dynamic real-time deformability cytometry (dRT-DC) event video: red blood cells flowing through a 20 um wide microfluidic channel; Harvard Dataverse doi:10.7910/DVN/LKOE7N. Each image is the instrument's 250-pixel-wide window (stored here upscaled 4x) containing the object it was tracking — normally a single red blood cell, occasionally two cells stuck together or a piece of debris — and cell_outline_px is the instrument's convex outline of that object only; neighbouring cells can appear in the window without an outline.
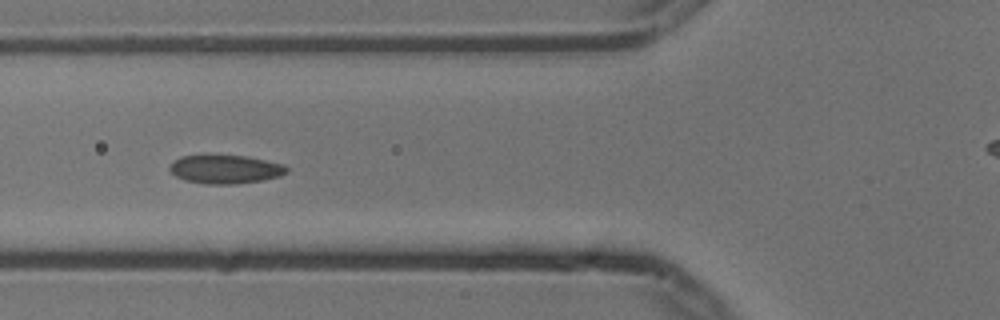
{"species": "common noctule bat (a hibernating species)", "species_latin": "Nyctalus noctula", "temperature_condition": "cold", "stored_images_in_passage": 7, "camera_frame_rate_fps": 3000, "um_per_image_px": 0.085, "animal": {"sex": "male", "body_mass_g": 13.3}, "frame": {"image": 1, "passage_image": 5, "time_ms": 1.333, "image_size_px": [1000, 320], "cell_outline_px": [[288, 172], [280, 176], [264, 180], [236, 184], [204, 184], [184, 180], [176, 176], [168, 168], [180, 156], [244, 156], [284, 164], [288, 168]], "centroid_in_image_um": [19.18, 14.41], "position_along_channel_um": 106.6, "area_um2": 19.31}}
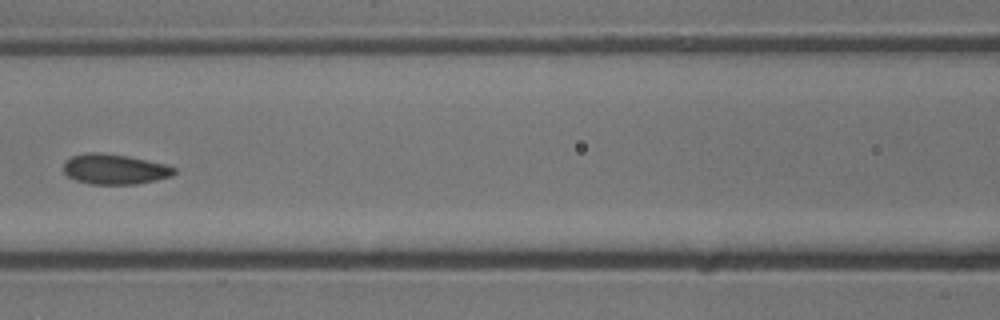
{"frame": {"image": 2, "passage_image": 6, "time_ms": 1.667, "image_size_px": [1000, 320], "cell_outline_px": [[176, 172], [172, 176], [156, 180], [136, 184], [92, 184], [76, 180], [68, 176], [64, 172], [64, 164], [72, 156], [92, 152], [100, 152], [128, 156], [164, 164], [176, 168]], "centroid_in_image_um": [9.77, 14.38], "position_along_channel_um": 156.8, "area_um2": 19.31}}
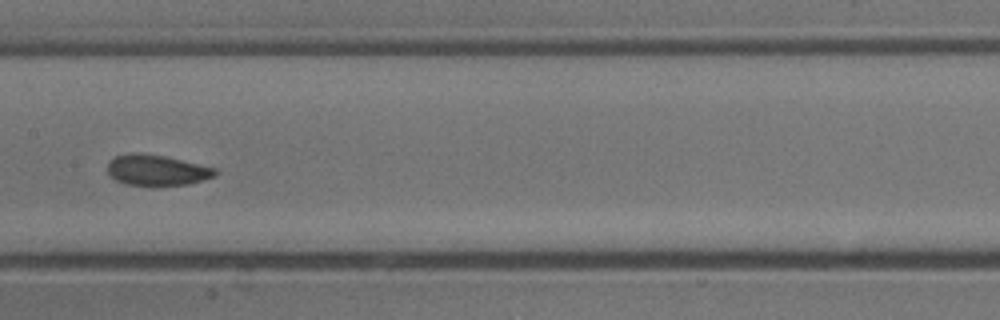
{"frame": {"image": 3, "passage_image": 7, "time_ms": 2.0, "image_size_px": [1000, 320], "cell_outline_px": [[220, 172], [216, 176], [188, 184], [152, 188], [128, 184], [116, 180], [108, 172], [108, 164], [116, 156], [136, 152], [164, 156], [216, 168]], "centroid_in_image_um": [13.37, 14.5], "position_along_channel_um": 194.0, "area_um2": 19.59}}